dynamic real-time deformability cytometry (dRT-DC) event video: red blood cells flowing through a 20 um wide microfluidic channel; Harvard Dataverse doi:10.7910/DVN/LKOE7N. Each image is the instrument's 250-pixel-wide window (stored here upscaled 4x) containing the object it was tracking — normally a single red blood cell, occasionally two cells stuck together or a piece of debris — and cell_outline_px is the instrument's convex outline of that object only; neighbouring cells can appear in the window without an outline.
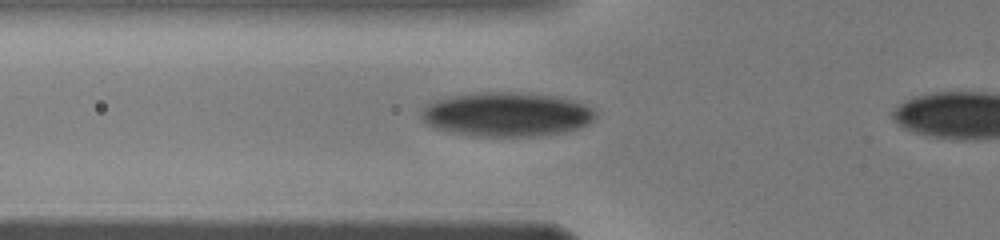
{"species": "human", "species_latin": "Homo sapiens", "temperature_condition": "warm", "stored_images_in_passage": 34, "camera_frame_rate_fps": 3000, "um_per_image_px": 0.085, "donor": {"sex": "male"}, "frame": {"image": 1, "passage_image": 29, "time_ms": 4.0, "image_size_px": [1000, 240], "cell_outline_px": [[596, 116], [588, 124], [580, 128], [564, 132], [536, 136], [476, 136], [436, 128], [428, 124], [420, 116], [424, 108], [428, 104], [436, 100], [448, 96], [476, 92], [528, 92], [556, 96], [580, 100], [596, 108]], "centroid_in_image_um": [43.17, 9.69], "position_along_channel_um": 82.6, "area_um2": 45.37}}